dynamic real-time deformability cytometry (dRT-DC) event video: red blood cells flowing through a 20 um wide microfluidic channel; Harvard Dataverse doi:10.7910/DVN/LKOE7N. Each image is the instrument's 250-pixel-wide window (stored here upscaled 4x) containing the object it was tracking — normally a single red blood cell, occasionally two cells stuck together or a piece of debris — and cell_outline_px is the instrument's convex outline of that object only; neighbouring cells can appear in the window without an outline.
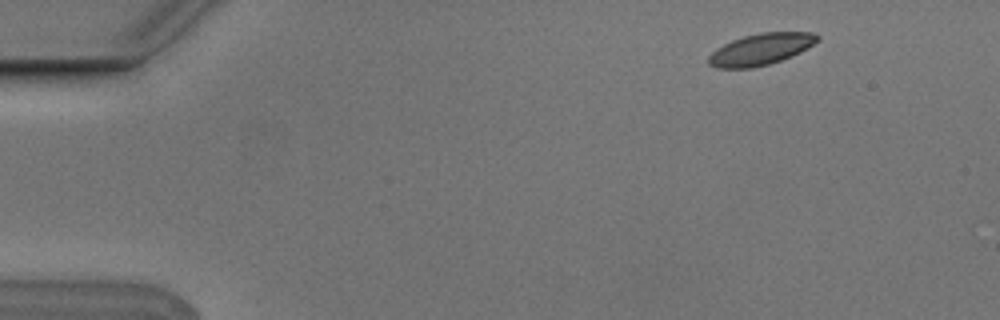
{"species": "Egyptian fruit bat (a non-hibernating species)", "species_latin": "Rousettus aegyptiacus", "temperature_condition": "cold", "stored_images_in_passage": 5, "camera_frame_rate_fps": 3000, "um_per_image_px": 0.085, "animal": {"sex": "male"}, "frame": {"image": 1, "passage_image": 1, "time_ms": 0.0, "image_size_px": [1000, 320], "cell_outline_px": [[820, 40], [808, 48], [792, 56], [768, 64], [752, 68], [716, 68], [708, 64], [708, 56], [716, 48], [732, 40], [744, 36], [760, 32], [812, 32], [820, 36]], "centroid_in_image_um": [64.67, 4.18], "position_along_channel_um": 20.3, "area_um2": 20.06}}